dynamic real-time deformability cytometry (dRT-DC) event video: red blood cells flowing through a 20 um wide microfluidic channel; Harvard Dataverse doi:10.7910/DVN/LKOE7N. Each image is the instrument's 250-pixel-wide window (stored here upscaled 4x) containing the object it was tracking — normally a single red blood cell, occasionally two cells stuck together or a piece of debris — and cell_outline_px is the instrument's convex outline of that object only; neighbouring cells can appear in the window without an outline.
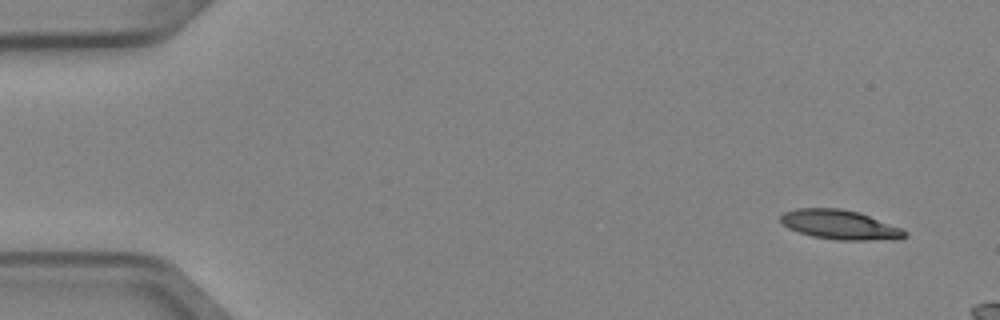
{"species": "Egyptian fruit bat (a non-hibernating species)", "species_latin": "Rousettus aegyptiacus", "temperature_condition": "cold", "stored_images_in_passage": 3, "camera_frame_rate_fps": 3000, "um_per_image_px": 0.085, "animal": {"sex": "female"}, "frame": {"image": 1, "passage_image": 1, "time_ms": 0.0, "image_size_px": [1000, 320], "cell_outline_px": [[908, 236], [900, 240], [836, 240], [812, 236], [788, 228], [780, 220], [780, 216], [784, 212], [796, 208], [840, 208], [860, 212], [904, 228], [908, 232]], "centroid_in_image_um": [71.49, 19.11], "position_along_channel_um": 13.5, "area_um2": 21.73}}